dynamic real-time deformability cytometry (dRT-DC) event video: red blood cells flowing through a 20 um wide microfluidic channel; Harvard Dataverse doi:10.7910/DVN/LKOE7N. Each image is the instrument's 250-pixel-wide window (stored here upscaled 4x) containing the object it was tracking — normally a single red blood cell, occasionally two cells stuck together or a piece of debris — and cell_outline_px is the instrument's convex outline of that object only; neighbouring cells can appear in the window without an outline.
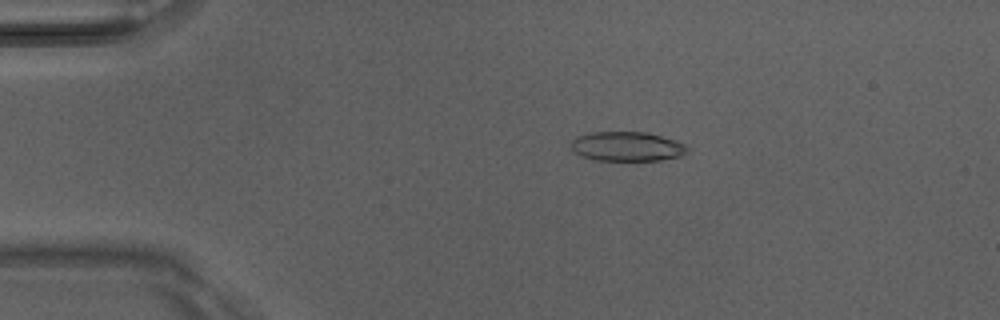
{"species": "Egyptian fruit bat (a non-hibernating species)", "species_latin": "Rousettus aegyptiacus", "temperature_condition": "room temperature", "stored_images_in_passage": 50, "camera_frame_rate_fps": 3000, "um_per_image_px": 0.085, "animal": {"sex": "male"}, "frame": {"image": 1, "passage_image": 10, "time_ms": 3.0, "image_size_px": [1000, 320], "cell_outline_px": [[688, 152], [680, 156], [660, 160], [596, 160], [584, 156], [576, 152], [572, 148], [572, 140], [580, 136], [592, 132], [648, 132], [676, 140], [688, 144]], "centroid_in_image_um": [53.38, 12.44], "position_along_channel_um": 31.6, "area_um2": 19.83}}
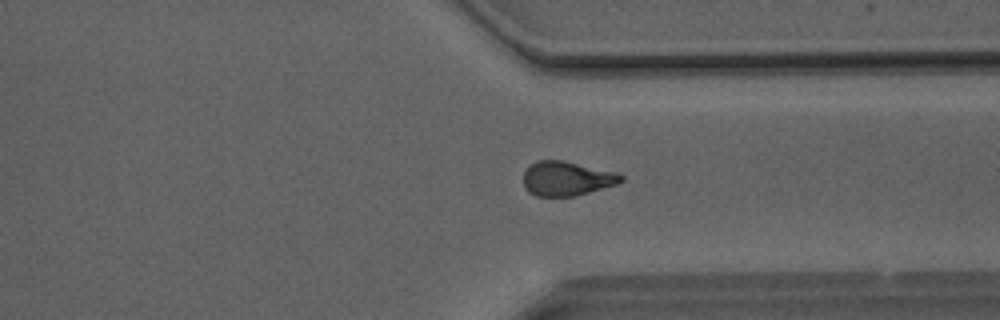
{"frame": {"image": 2, "passage_image": 38, "time_ms": 12.333, "image_size_px": [1000, 320], "cell_outline_px": [[624, 180], [616, 184], [576, 196], [536, 196], [528, 192], [524, 188], [524, 172], [536, 160], [564, 160], [616, 172], [624, 176]], "centroid_in_image_um": [48.17, 15.17], "position_along_channel_um": 363.2, "area_um2": 19.59}}
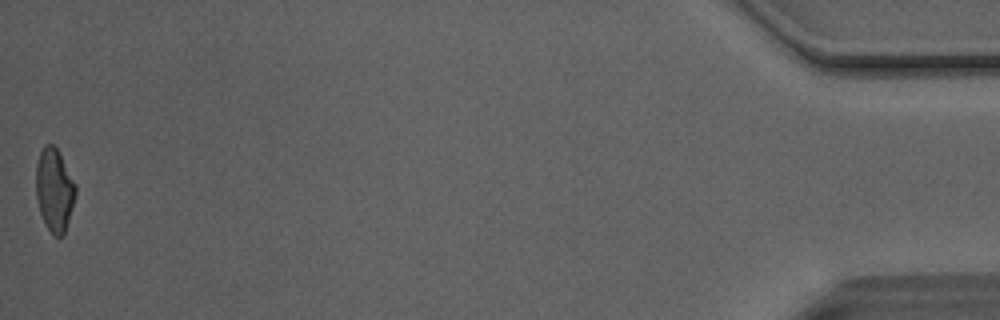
{"frame": {"image": 3, "passage_image": 50, "time_ms": 16.333, "image_size_px": [1000, 320], "cell_outline_px": [[76, 196], [64, 232], [60, 236], [52, 236], [40, 212], [36, 196], [36, 164], [40, 152], [44, 144], [52, 144], [56, 148], [76, 184]], "centroid_in_image_um": [4.62, 16.13], "position_along_channel_um": 430.6, "area_um2": 18.9}, "authors_computed_cell_mechanics": {"area_um2": 20.0855, "velocity_mm_per_s": 4.1282, "shape_relaxation_time_tau1_ms": 7.39, "shape_relaxation_time_tau2_ms": 1.8608, "deformation_change_tau1": 0.2054, "deformation_change_tau2": 0.0897}}